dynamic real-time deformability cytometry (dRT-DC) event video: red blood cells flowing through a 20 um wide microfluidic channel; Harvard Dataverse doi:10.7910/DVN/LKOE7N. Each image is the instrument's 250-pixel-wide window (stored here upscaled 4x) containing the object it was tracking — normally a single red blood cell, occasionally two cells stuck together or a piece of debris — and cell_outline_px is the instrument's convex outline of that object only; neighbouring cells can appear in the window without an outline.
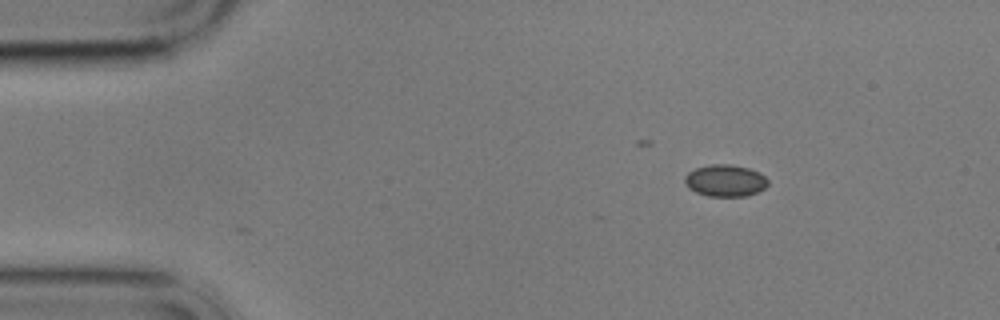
{"species": "common noctule bat (a hibernating species)", "species_latin": "Nyctalus noctula", "temperature_condition": "cold", "stored_images_in_passage": 2, "camera_frame_rate_fps": 3000, "um_per_image_px": 0.085, "animal": {"sex": "male", "body_mass_g": 17.9}, "frame": {"image": 1, "passage_image": 2, "time_ms": 1.333, "image_size_px": [1000, 320], "cell_outline_px": [[768, 184], [764, 188], [756, 192], [744, 196], [708, 196], [696, 192], [688, 188], [684, 184], [684, 176], [688, 172], [696, 168], [712, 164], [732, 164], [748, 168], [760, 172], [768, 180]], "centroid_in_image_um": [61.62, 15.34], "position_along_channel_um": 23.4, "area_um2": 15.49}}